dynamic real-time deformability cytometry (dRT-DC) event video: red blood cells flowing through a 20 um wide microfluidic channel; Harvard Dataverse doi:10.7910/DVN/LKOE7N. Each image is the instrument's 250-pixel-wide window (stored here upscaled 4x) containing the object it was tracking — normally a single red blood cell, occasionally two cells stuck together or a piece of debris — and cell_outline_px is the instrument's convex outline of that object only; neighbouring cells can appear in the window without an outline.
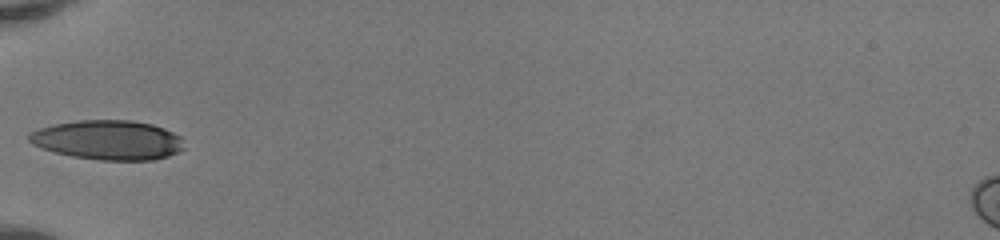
{"species": "human", "species_latin": "Homo sapiens", "temperature_condition": "room temperature", "stored_images_in_passage": 32, "camera_frame_rate_fps": 3000, "um_per_image_px": 0.085, "donor": {"sex": "female"}, "frame": {"image": 1, "passage_image": 1, "time_ms": 0.0, "image_size_px": [1000, 240], "cell_outline_px": [[184, 148], [168, 156], [152, 160], [100, 160], [72, 156], [56, 152], [32, 144], [28, 140], [28, 136], [32, 132], [40, 128], [56, 124], [80, 120], [132, 120], [152, 124], [164, 128], [180, 136]], "centroid_in_image_um": [9.2, 11.9], "position_along_channel_um": 75.8, "area_um2": 35.37}}
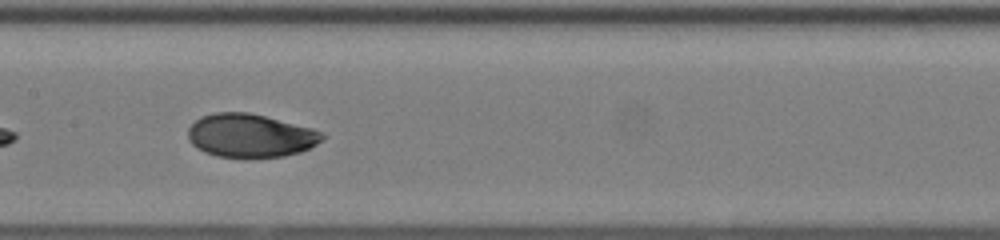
{"frame": {"image": 2, "passage_image": 9, "time_ms": 2.667, "image_size_px": [1000, 240], "cell_outline_px": [[328, 136], [324, 140], [300, 152], [284, 156], [216, 156], [204, 152], [196, 148], [188, 140], [188, 128], [200, 116], [216, 112], [248, 112], [312, 128], [324, 132]], "centroid_in_image_um": [21.29, 11.51], "position_along_channel_um": 186.1, "area_um2": 33.81}}
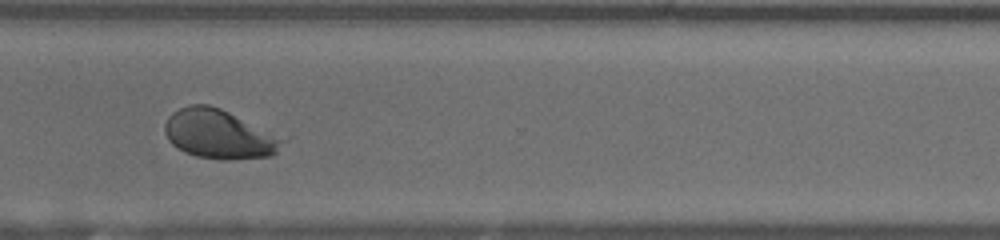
{"frame": {"image": 3, "passage_image": 21, "time_ms": 6.667, "image_size_px": [1000, 240], "cell_outline_px": [[288, 136], [276, 152], [272, 156], [228, 160], [220, 160], [196, 156], [184, 152], [172, 144], [168, 140], [164, 132], [164, 124], [168, 116], [172, 112], [188, 104], [208, 104], [220, 108]], "centroid_in_image_um": [18.68, 11.39], "position_along_channel_um": 351.9, "area_um2": 34.62}, "authors_computed_cell_mechanics": {"area_um2": 34.0153, "velocity_mm_per_s": 4.1517, "shape_relaxation_time_tau1_ms": 4.2163, "shape_relaxation_time_tau2_ms": 0.9016, "deformation_change_tau1": 0.156, "deformation_change_tau2": 0.0394}}